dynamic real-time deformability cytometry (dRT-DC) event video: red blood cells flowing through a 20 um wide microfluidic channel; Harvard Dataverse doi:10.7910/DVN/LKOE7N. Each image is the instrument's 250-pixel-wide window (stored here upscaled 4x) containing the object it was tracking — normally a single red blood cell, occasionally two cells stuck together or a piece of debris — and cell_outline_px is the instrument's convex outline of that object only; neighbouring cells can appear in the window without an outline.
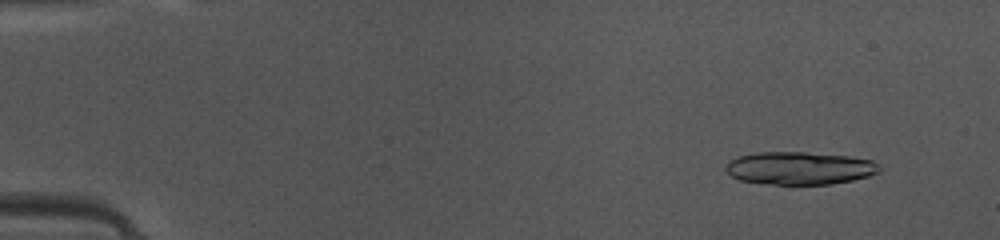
{"species": "common noctule bat (a hibernating species)", "species_latin": "Nyctalus noctula", "temperature_condition": "warm", "stored_images_in_passage": 24, "camera_frame_rate_fps": 3000, "um_per_image_px": 0.085, "animal": {"sex": "female", "body_mass_g": 10.0, "forearm_length_mm": 53.1}, "frame": {"image": 1, "passage_image": 4, "time_ms": 1.0, "image_size_px": [1000, 240], "cell_outline_px": [[880, 172], [868, 176], [852, 180], [832, 184], [772, 184], [740, 180], [724, 172], [724, 164], [728, 160], [740, 156], [756, 152], [804, 152], [848, 156], [872, 160], [880, 164]], "centroid_in_image_um": [67.94, 14.29], "position_along_channel_um": 17.1, "area_um2": 29.54}}